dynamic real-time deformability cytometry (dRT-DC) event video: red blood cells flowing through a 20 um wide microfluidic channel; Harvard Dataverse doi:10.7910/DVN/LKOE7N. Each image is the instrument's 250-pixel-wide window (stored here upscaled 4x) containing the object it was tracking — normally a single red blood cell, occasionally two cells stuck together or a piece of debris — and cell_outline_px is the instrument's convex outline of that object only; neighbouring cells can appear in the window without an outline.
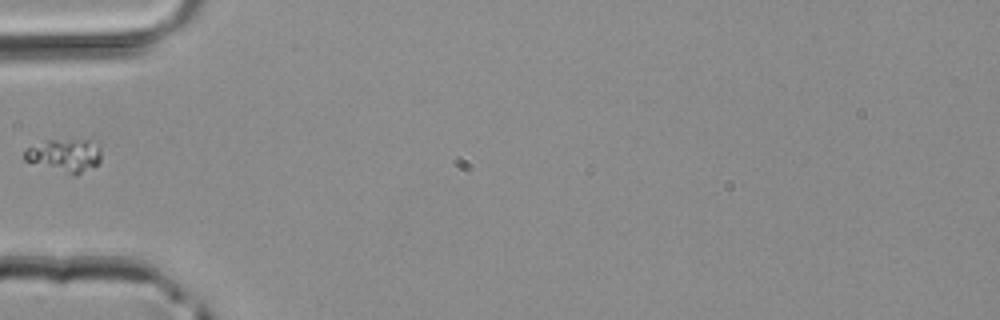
{"species": "common noctule bat (a hibernating species)", "species_latin": "Nyctalus noctula", "temperature_condition": "room temperature", "stored_images_in_passage": 1, "camera_frame_rate_fps": 3000, "um_per_image_px": 0.085, "animal": {"sex": "male", "body_mass_g": 20.4}, "frame": {"image": 1, "passage_image": 1, "time_ms": 0.0, "image_size_px": [1000, 320], "cell_outline_px": [[100, 160], [96, 164], [76, 176], [24, 160], [24, 148], [44, 140], [88, 140], [100, 148]], "centroid_in_image_um": [5.45, 13.19], "position_along_channel_um": 79.6, "area_um2": 14.57}}